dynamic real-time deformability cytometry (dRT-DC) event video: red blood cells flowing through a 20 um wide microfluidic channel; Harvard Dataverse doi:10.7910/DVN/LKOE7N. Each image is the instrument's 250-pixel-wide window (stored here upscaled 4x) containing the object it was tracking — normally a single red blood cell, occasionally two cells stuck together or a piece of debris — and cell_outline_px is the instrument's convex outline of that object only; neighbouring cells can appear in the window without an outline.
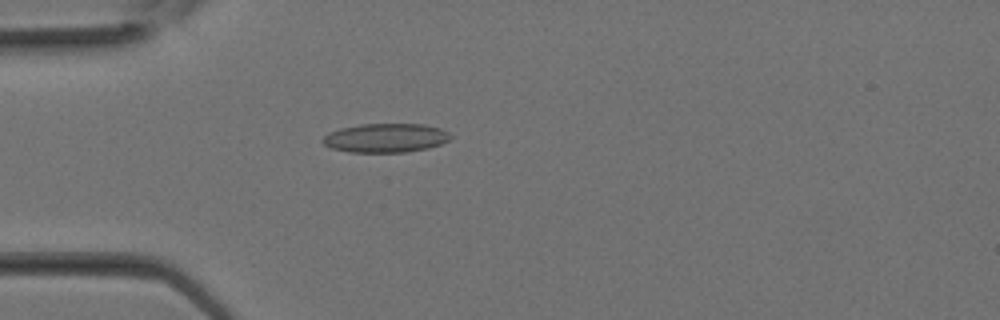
{"species": "Egyptian fruit bat (a non-hibernating species)", "species_latin": "Rousettus aegyptiacus", "temperature_condition": "room temperature", "stored_images_in_passage": 14, "camera_frame_rate_fps": 3000, "um_per_image_px": 0.085, "animal": {"sex": "female"}, "frame": {"image": 1, "passage_image": 8, "time_ms": 2.333, "image_size_px": [1000, 320], "cell_outline_px": [[452, 136], [448, 140], [440, 144], [428, 148], [404, 152], [348, 152], [332, 148], [324, 144], [324, 136], [328, 132], [340, 128], [360, 124], [424, 124], [440, 128], [448, 132]], "centroid_in_image_um": [32.78, 11.72], "position_along_channel_um": 52.2, "area_um2": 21.5}}
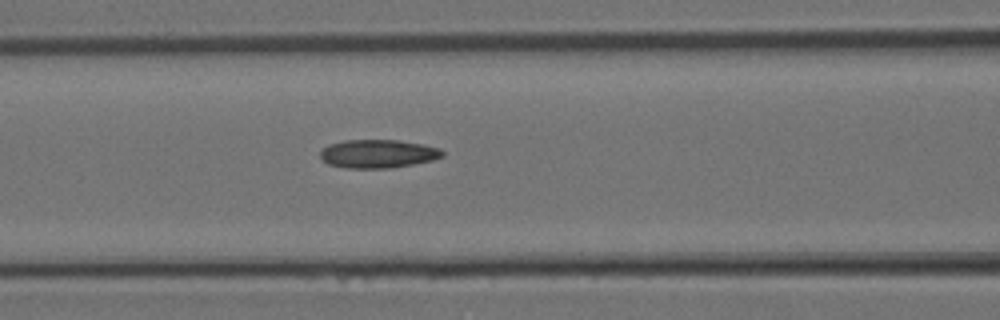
{"frame": {"image": 2, "passage_image": 12, "time_ms": 3.667, "image_size_px": [1000, 320], "cell_outline_px": [[444, 156], [432, 160], [392, 168], [348, 168], [328, 164], [320, 156], [320, 152], [328, 144], [344, 140], [400, 140], [424, 144], [440, 148], [444, 152]], "centroid_in_image_um": [32.15, 13.06], "position_along_channel_um": 134.5, "area_um2": 20.29}}
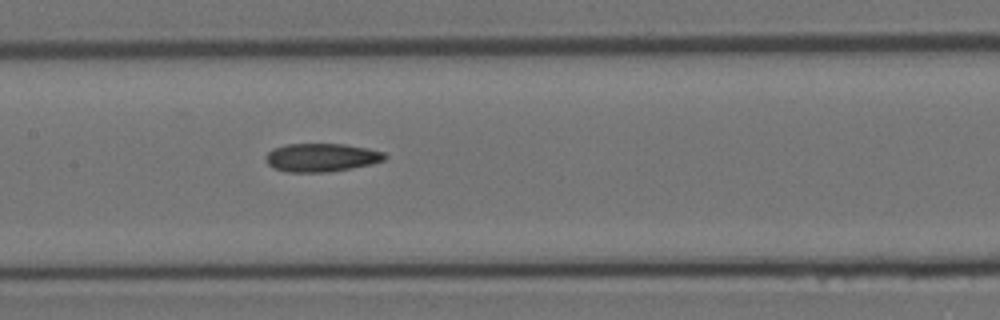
{"frame": {"image": 3, "passage_image": 14, "time_ms": 4.333, "image_size_px": [1000, 320], "cell_outline_px": [[388, 156], [384, 160], [372, 164], [352, 168], [328, 172], [288, 172], [272, 168], [264, 160], [264, 156], [272, 148], [288, 144], [344, 144], [368, 148], [384, 152]], "centroid_in_image_um": [27.3, 13.39], "position_along_channel_um": 180.1, "area_um2": 19.88}}